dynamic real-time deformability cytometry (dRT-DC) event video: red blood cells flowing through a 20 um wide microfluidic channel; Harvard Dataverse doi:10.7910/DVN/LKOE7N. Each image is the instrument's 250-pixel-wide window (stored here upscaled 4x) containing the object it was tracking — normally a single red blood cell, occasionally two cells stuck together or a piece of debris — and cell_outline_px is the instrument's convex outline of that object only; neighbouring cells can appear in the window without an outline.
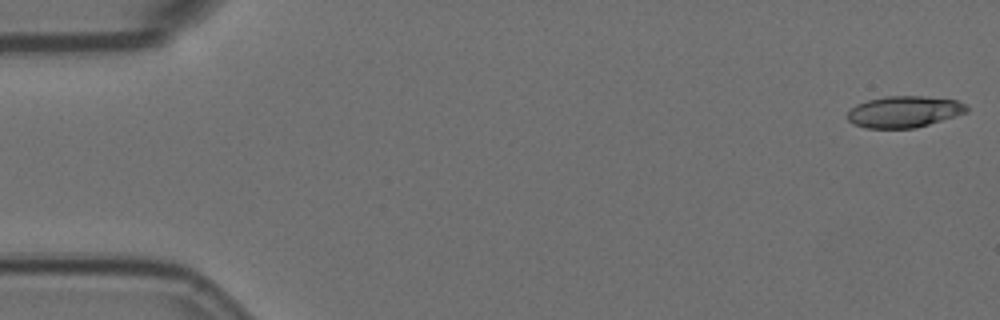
{"species": "Egyptian fruit bat (a non-hibernating species)", "species_latin": "Rousettus aegyptiacus", "temperature_condition": "room temperature", "stored_images_in_passage": 57, "camera_frame_rate_fps": 3000, "um_per_image_px": 0.085, "animal": {"sex": "female"}, "frame": {"image": 1, "passage_image": 1, "time_ms": 0.0, "image_size_px": [1000, 320], "cell_outline_px": [[968, 112], [916, 128], [864, 128], [852, 124], [848, 120], [848, 112], [856, 104], [868, 100], [888, 96], [920, 96], [956, 100], [964, 104], [968, 108]], "centroid_in_image_um": [76.83, 9.5], "position_along_channel_um": 8.2, "area_um2": 21.73}}
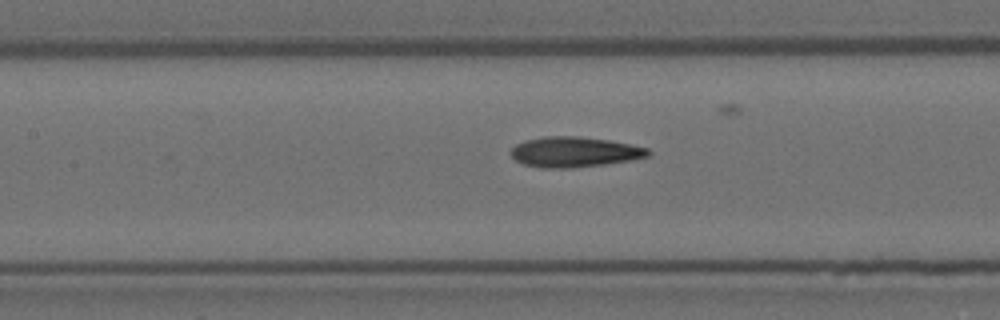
{"frame": {"image": 2, "passage_image": 25, "time_ms": 8.0, "image_size_px": [1000, 320], "cell_outline_px": [[652, 152], [648, 156], [632, 160], [604, 164], [572, 168], [544, 168], [524, 164], [516, 160], [512, 156], [512, 148], [516, 144], [524, 140], [544, 136], [576, 136], [608, 140], [648, 148]], "centroid_in_image_um": [48.83, 12.92], "position_along_channel_um": 158.6, "area_um2": 24.1}}
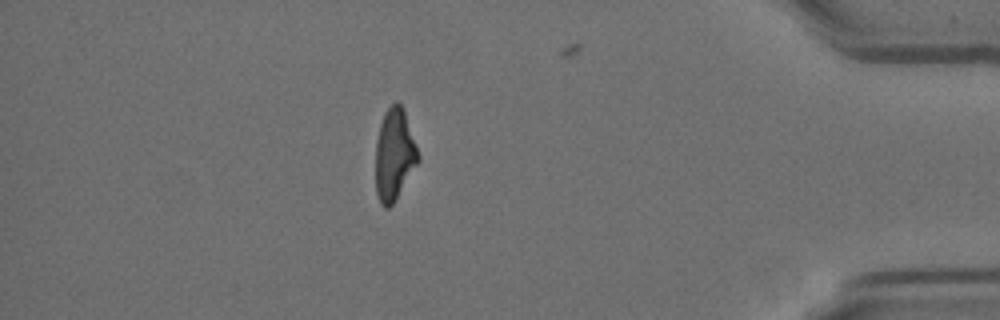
{"frame": {"image": 3, "passage_image": 49, "time_ms": 16.0, "image_size_px": [1000, 320], "cell_outline_px": [[420, 160], [392, 204], [388, 208], [384, 208], [380, 204], [376, 192], [376, 140], [380, 124], [384, 112], [396, 100], [404, 108], [420, 156]], "centroid_in_image_um": [33.52, 13.11], "position_along_channel_um": 401.7, "area_um2": 22.77}, "authors_computed_cell_mechanics": {"area_um2": 23.2356, "velocity_mm_per_s": 3.5877, "shape_relaxation_time_tau1_ms": null, "shape_relaxation_time_tau2_ms": 3.193, "deformation_change_tau1": null, "deformation_change_tau2": 0.1291}}